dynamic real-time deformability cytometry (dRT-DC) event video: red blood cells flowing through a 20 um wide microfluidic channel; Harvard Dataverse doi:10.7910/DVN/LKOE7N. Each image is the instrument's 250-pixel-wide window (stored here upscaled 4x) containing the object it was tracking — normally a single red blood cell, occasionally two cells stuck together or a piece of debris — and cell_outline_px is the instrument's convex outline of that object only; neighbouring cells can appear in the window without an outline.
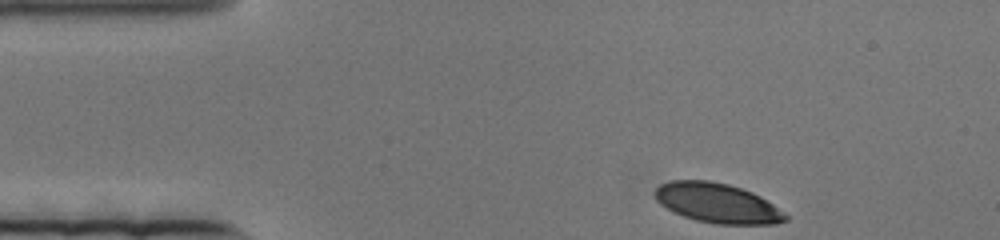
{"species": "human", "species_latin": "Homo sapiens", "temperature_condition": "cold", "stored_images_in_passage": 57, "camera_frame_rate_fps": 3000, "um_per_image_px": 0.085, "donor": {"sex": "female"}, "frame": {"image": 1, "passage_image": 1, "time_ms": 0.0, "image_size_px": [1000, 240], "cell_outline_px": [[788, 220], [776, 224], [716, 224], [696, 220], [684, 216], [660, 204], [656, 200], [652, 192], [660, 184], [668, 180], [708, 180], [728, 184], [752, 192], [760, 196], [784, 212], [788, 216]], "centroid_in_image_um": [60.95, 17.25], "position_along_channel_um": 24.0, "area_um2": 30.17}}
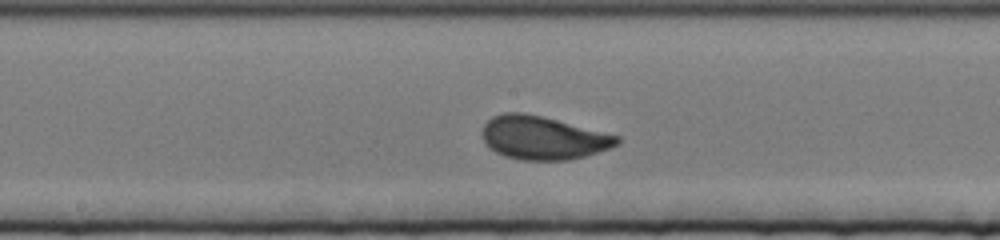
{"frame": {"image": 2, "passage_image": 32, "time_ms": 10.333, "image_size_px": [1000, 240], "cell_outline_px": [[620, 144], [584, 156], [568, 160], [520, 160], [504, 156], [496, 152], [484, 140], [484, 124], [492, 116], [504, 112], [524, 112], [544, 116], [620, 136]], "centroid_in_image_um": [46.17, 11.7], "position_along_channel_um": 202.0, "area_um2": 33.93}}
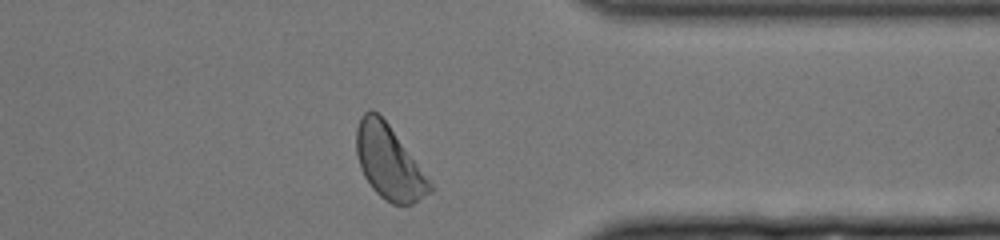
{"frame": {"image": 3, "passage_image": 56, "time_ms": 18.333, "image_size_px": [1000, 240], "cell_outline_px": [[436, 188], [432, 192], [412, 204], [392, 204], [384, 200], [372, 188], [364, 176], [360, 168], [356, 152], [356, 128], [360, 116], [364, 112], [372, 108], [388, 124]], "centroid_in_image_um": [33.05, 13.81], "position_along_channel_um": 378.3, "area_um2": 31.5}}